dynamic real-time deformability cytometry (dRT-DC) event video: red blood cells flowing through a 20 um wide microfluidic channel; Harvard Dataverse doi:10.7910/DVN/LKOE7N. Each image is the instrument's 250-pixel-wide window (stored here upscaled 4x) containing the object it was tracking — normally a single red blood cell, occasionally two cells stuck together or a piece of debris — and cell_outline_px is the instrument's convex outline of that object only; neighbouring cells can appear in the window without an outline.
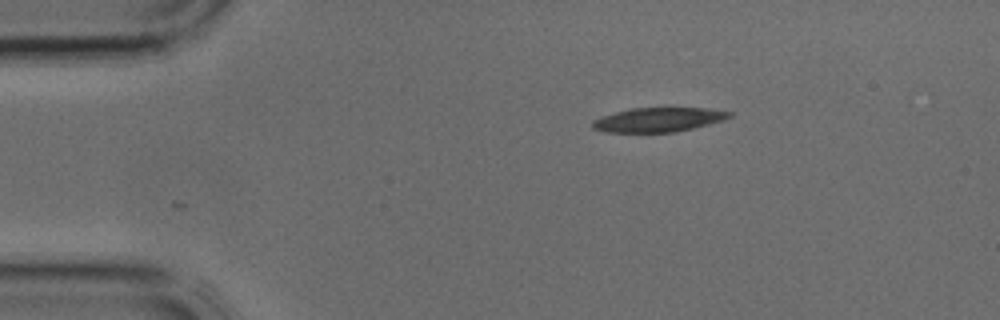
{"species": "common noctule bat (a hibernating species)", "species_latin": "Nyctalus noctula", "temperature_condition": "cold", "stored_images_in_passage": 34, "camera_frame_rate_fps": 3000, "um_per_image_px": 0.085, "animal": {"sex": "male", "body_mass_g": 17.9, "forearm_length_mm": 54.2}, "frame": {"image": 1, "passage_image": 1, "time_ms": 0.0, "image_size_px": [1000, 320], "cell_outline_px": [[732, 116], [724, 120], [676, 132], [604, 132], [592, 128], [592, 120], [600, 116], [632, 108], [704, 108], [732, 112]], "centroid_in_image_um": [55.93, 10.18], "position_along_channel_um": 29.1, "area_um2": 19.31}}
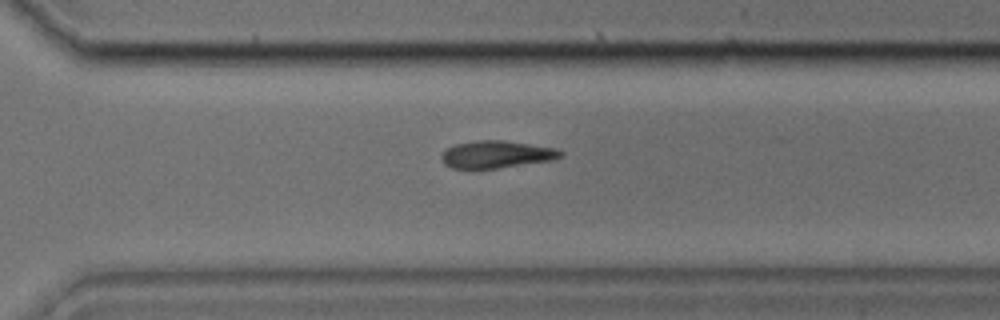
{"frame": {"image": 2, "passage_image": 22, "time_ms": 7.0, "image_size_px": [1000, 320], "cell_outline_px": [[564, 152], [556, 160], [476, 172], [452, 168], [444, 164], [440, 156], [448, 148], [456, 144], [476, 140], [500, 140], [556, 148]], "centroid_in_image_um": [42.17, 13.18], "position_along_channel_um": 328.4, "area_um2": 19.71}}
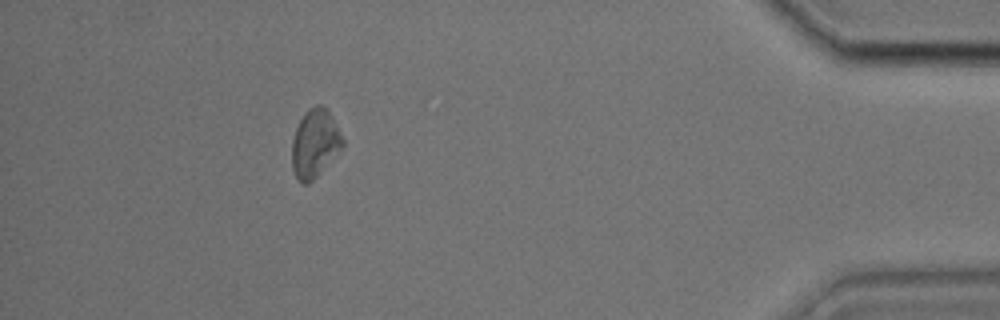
{"frame": {"image": 3, "passage_image": 30, "time_ms": 9.667, "image_size_px": [1000, 320], "cell_outline_px": [[344, 144], [320, 172], [308, 184], [304, 184], [296, 176], [292, 168], [292, 140], [296, 128], [300, 120], [316, 104], [320, 104], [328, 112], [344, 140]], "centroid_in_image_um": [26.74, 12.21], "position_along_channel_um": 408.5, "area_um2": 19.31}}